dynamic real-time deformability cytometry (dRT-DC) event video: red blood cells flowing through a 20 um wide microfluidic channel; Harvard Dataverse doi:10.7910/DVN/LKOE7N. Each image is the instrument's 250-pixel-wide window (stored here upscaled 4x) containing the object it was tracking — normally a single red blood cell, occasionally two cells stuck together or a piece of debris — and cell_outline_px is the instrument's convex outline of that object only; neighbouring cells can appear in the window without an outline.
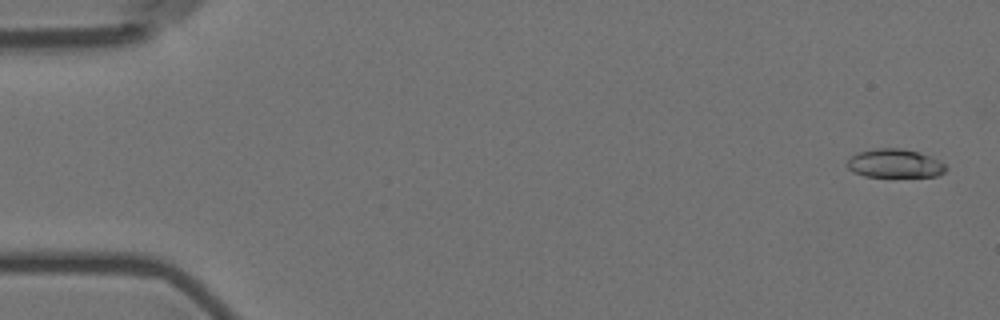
{"species": "Egyptian fruit bat (a non-hibernating species)", "species_latin": "Rousettus aegyptiacus", "temperature_condition": "room temperature", "stored_images_in_passage": 57, "camera_frame_rate_fps": 3000, "um_per_image_px": 0.085, "animal": {"sex": "female"}, "frame": {"image": 1, "passage_image": 2, "time_ms": 0.333, "image_size_px": [1000, 320], "cell_outline_px": [[948, 168], [944, 172], [936, 176], [864, 176], [852, 172], [848, 168], [848, 160], [852, 156], [860, 152], [876, 148], [904, 148], [928, 156], [944, 164]], "centroid_in_image_um": [76.04, 13.89], "position_along_channel_um": 9.0, "area_um2": 16.13}}
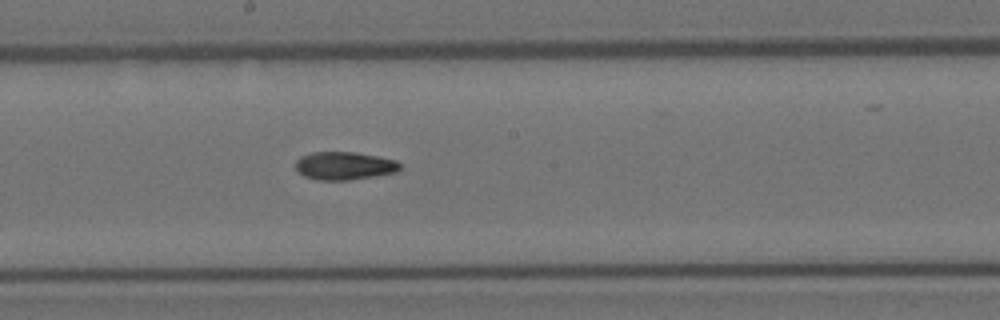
{"frame": {"image": 2, "passage_image": 31, "time_ms": 10.0, "image_size_px": [1000, 320], "cell_outline_px": [[400, 168], [396, 172], [376, 176], [348, 180], [316, 180], [304, 176], [296, 168], [296, 160], [300, 156], [312, 152], [356, 152], [396, 160], [400, 164]], "centroid_in_image_um": [29.26, 14.09], "position_along_channel_um": 218.9, "area_um2": 17.05}}
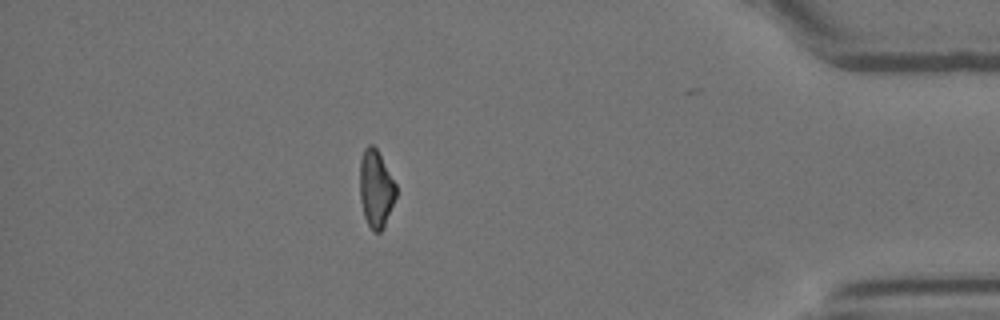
{"frame": {"image": 3, "passage_image": 50, "time_ms": 16.333, "image_size_px": [1000, 320], "cell_outline_px": [[396, 196], [384, 228], [380, 232], [372, 232], [364, 216], [360, 200], [360, 160], [364, 148], [368, 144], [372, 144], [376, 148], [396, 184]], "centroid_in_image_um": [31.94, 16.06], "position_along_channel_um": 403.3, "area_um2": 16.36}, "authors_computed_cell_mechanics": {"area_um2": 16.9932, "velocity_mm_per_s": 3.6001, "shape_relaxation_time_tau1_ms": 8.8636, "shape_relaxation_time_tau2_ms": null, "deformation_change_tau1": 0.2203, "deformation_change_tau2": null}}